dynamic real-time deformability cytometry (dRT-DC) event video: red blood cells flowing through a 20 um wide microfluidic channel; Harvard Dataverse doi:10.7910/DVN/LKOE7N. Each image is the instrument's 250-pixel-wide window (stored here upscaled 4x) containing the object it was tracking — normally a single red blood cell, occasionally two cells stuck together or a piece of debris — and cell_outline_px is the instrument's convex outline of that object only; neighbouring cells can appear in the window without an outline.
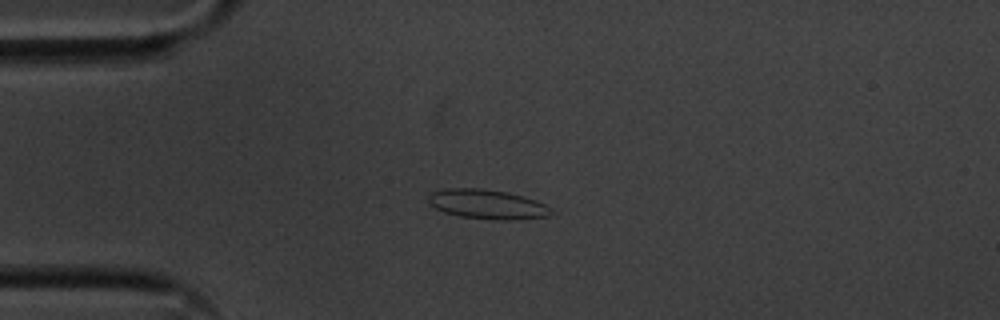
{"species": "common noctule bat (a hibernating species)", "species_latin": "Nyctalus noctula", "temperature_condition": "cold", "stored_images_in_passage": 44, "camera_frame_rate_fps": 3000, "um_per_image_px": 0.085, "animal": {"sex": "male", "body_mass_g": 20.1, "forearm_length_mm": 53.5}, "frame": {"image": 1, "passage_image": 2, "time_ms": 0.333, "image_size_px": [1000, 320], "cell_outline_px": [[552, 208], [548, 216], [516, 220], [500, 220], [460, 216], [444, 212], [428, 204], [428, 196], [432, 192], [444, 188], [480, 188], [508, 192], [524, 196], [536, 200]], "centroid_in_image_um": [41.4, 17.35], "position_along_channel_um": 43.6, "area_um2": 21.15}}
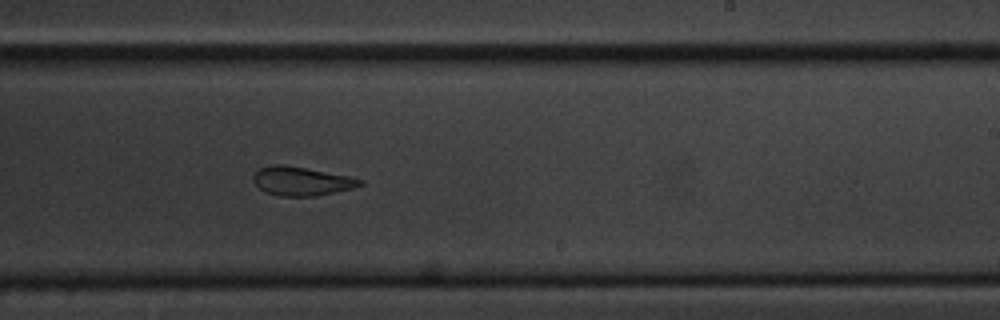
{"frame": {"image": 2, "passage_image": 22, "time_ms": 7.0, "image_size_px": [1000, 320], "cell_outline_px": [[364, 184], [352, 188], [316, 196], [280, 196], [264, 192], [252, 180], [252, 176], [260, 168], [272, 164], [284, 164], [348, 176], [364, 180]], "centroid_in_image_um": [25.6, 15.39], "position_along_channel_um": 263.4, "area_um2": 17.86}}
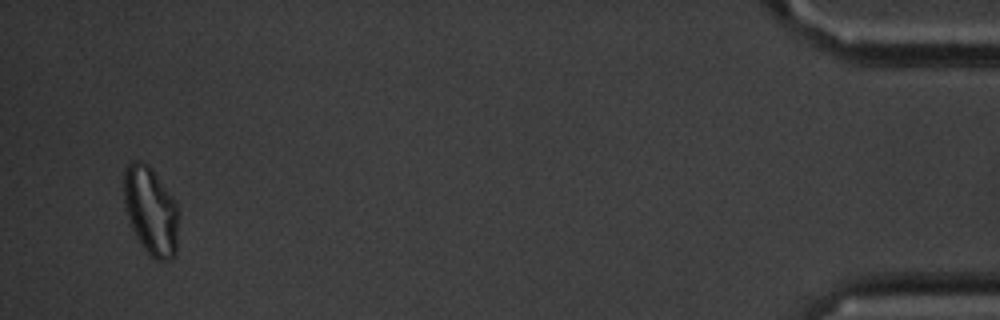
{"frame": {"image": 3, "passage_image": 42, "time_ms": 13.667, "image_size_px": [1000, 320], "cell_outline_px": [[176, 252], [172, 260], [156, 260], [140, 244], [132, 228], [124, 204], [124, 168], [132, 160], [140, 160], [148, 164], [152, 168], [172, 196], [176, 204]], "centroid_in_image_um": [12.79, 17.88], "position_along_channel_um": 422.4, "area_um2": 27.74}, "authors_computed_cell_mechanics": {"area_um2": 19.5075, "velocity_mm_per_s": 3.5816, "shape_relaxation_time_tau1_ms": 6.0253, "shape_relaxation_time_tau2_ms": 2.4276, "deformation_change_tau1": 0.1344, "deformation_change_tau2": 0.1073}}